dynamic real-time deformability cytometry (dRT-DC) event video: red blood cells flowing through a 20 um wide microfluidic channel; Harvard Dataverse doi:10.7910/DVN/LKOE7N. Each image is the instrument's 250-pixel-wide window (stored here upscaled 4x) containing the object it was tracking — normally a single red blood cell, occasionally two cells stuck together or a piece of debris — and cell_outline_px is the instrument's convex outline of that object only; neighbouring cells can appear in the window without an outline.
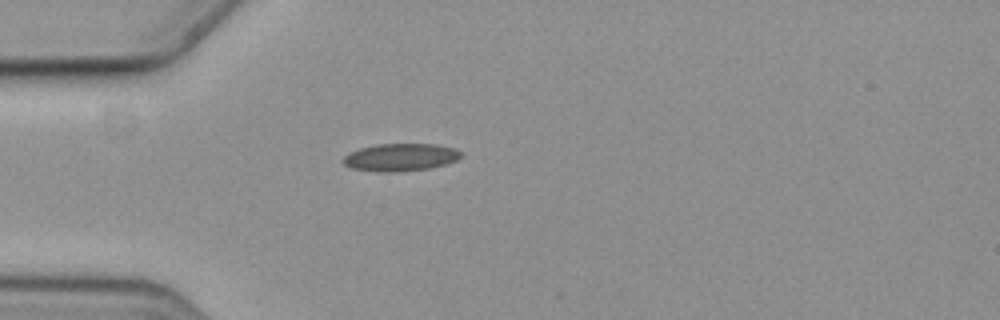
{"species": "common noctule bat (a hibernating species)", "species_latin": "Nyctalus noctula", "temperature_condition": "cold", "stored_images_in_passage": 18, "camera_frame_rate_fps": 3000, "um_per_image_px": 0.085, "animal": {"sex": "female", "body_mass_g": 19.3, "forearm_length_mm": 54.1}, "frame": {"image": 1, "passage_image": 1, "time_ms": 0.0, "image_size_px": [1000, 320], "cell_outline_px": [[460, 156], [456, 160], [448, 164], [428, 168], [396, 172], [376, 172], [352, 168], [344, 164], [340, 160], [348, 152], [360, 148], [376, 144], [436, 144], [456, 148], [460, 152]], "centroid_in_image_um": [34.0, 13.37], "position_along_channel_um": 51.0, "area_um2": 19.07}}
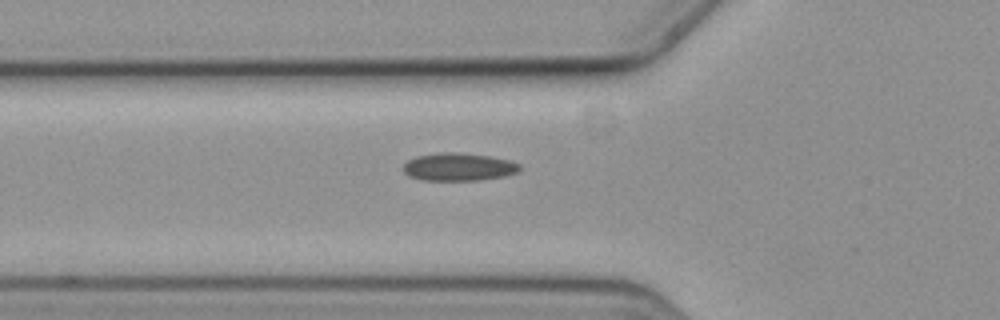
{"frame": {"image": 2, "passage_image": 5, "time_ms": 1.333, "image_size_px": [1000, 320], "cell_outline_px": [[520, 168], [516, 172], [504, 176], [476, 180], [420, 180], [408, 176], [404, 172], [404, 164], [408, 160], [416, 156], [436, 152], [460, 152], [488, 156], [512, 160], [520, 164]], "centroid_in_image_um": [38.95, 14.17], "position_along_channel_um": 86.8, "area_um2": 18.96}}
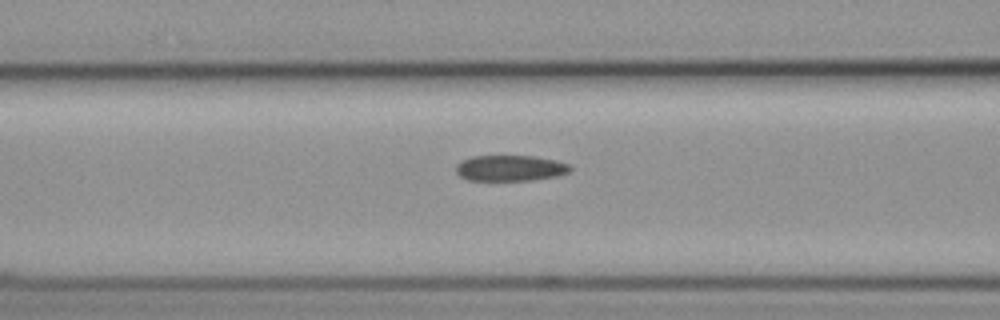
{"frame": {"image": 3, "passage_image": 8, "time_ms": 2.333, "image_size_px": [1000, 320], "cell_outline_px": [[572, 168], [568, 172], [556, 176], [532, 180], [468, 180], [460, 176], [456, 172], [456, 164], [460, 160], [472, 156], [536, 156], [556, 160], [568, 164]], "centroid_in_image_um": [43.34, 14.28], "position_along_channel_um": 123.3, "area_um2": 17.22}}